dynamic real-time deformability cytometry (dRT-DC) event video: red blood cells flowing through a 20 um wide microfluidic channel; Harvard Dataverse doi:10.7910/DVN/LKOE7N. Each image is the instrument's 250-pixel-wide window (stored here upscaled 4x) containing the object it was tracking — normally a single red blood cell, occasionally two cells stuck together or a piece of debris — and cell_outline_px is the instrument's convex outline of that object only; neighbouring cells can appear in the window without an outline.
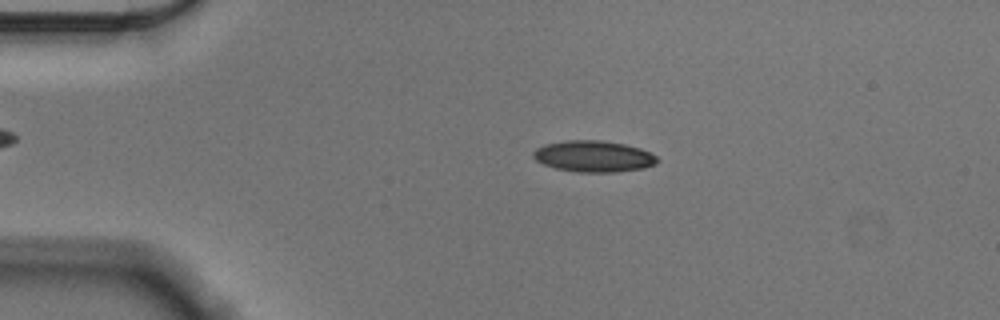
{"species": "Egyptian fruit bat (a non-hibernating species)", "species_latin": "Rousettus aegyptiacus", "temperature_condition": "cold", "stored_images_in_passage": 46, "camera_frame_rate_fps": 3000, "um_per_image_px": 0.085, "animal": {"sex": "male"}, "frame": {"image": 1, "passage_image": 2, "time_ms": 0.333, "image_size_px": [1000, 320], "cell_outline_px": [[660, 160], [656, 164], [644, 168], [616, 172], [576, 172], [556, 168], [544, 164], [536, 160], [532, 156], [532, 152], [536, 148], [544, 144], [568, 140], [600, 140], [624, 144], [640, 148], [656, 156]], "centroid_in_image_um": [50.45, 13.29], "position_along_channel_um": 34.5, "area_um2": 22.66}}
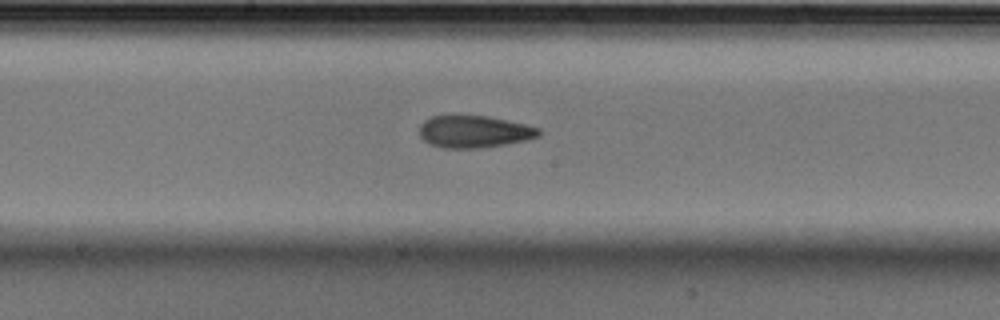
{"frame": {"image": 2, "passage_image": 20, "time_ms": 6.333, "image_size_px": [1000, 320], "cell_outline_px": [[540, 136], [528, 140], [480, 148], [444, 148], [432, 144], [424, 140], [420, 136], [420, 124], [424, 120], [432, 116], [452, 112], [488, 116], [524, 124], [540, 128]], "centroid_in_image_um": [40.26, 11.14], "position_along_channel_um": 207.9, "area_um2": 23.0}}
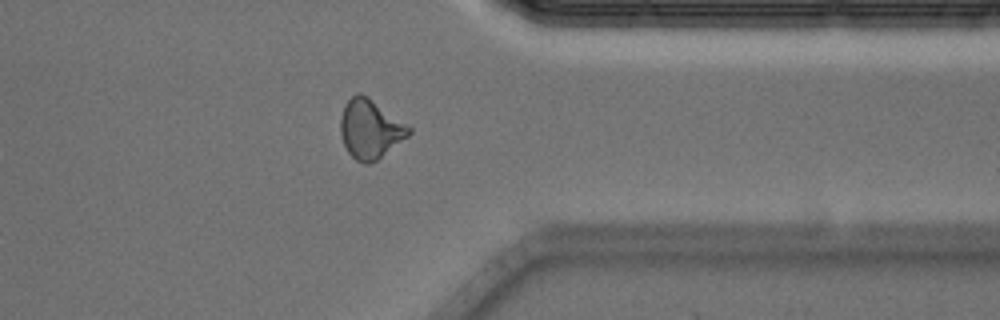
{"frame": {"image": 3, "passage_image": 35, "time_ms": 11.333, "image_size_px": [1000, 320], "cell_outline_px": [[412, 132], [408, 136], [376, 160], [368, 164], [364, 164], [356, 160], [348, 152], [344, 144], [340, 132], [340, 120], [344, 104], [356, 92], [360, 92], [368, 96], [412, 128]], "centroid_in_image_um": [31.45, 10.95], "position_along_channel_um": 380.0, "area_um2": 23.41}, "authors_computed_cell_mechanics": {"area_um2": 22.5998, "velocity_mm_per_s": 3.5676, "shape_relaxation_time_tau1_ms": 7.9538, "shape_relaxation_time_tau2_ms": 3.4943, "deformation_change_tau1": 0.1642, "deformation_change_tau2": 0.1152}}